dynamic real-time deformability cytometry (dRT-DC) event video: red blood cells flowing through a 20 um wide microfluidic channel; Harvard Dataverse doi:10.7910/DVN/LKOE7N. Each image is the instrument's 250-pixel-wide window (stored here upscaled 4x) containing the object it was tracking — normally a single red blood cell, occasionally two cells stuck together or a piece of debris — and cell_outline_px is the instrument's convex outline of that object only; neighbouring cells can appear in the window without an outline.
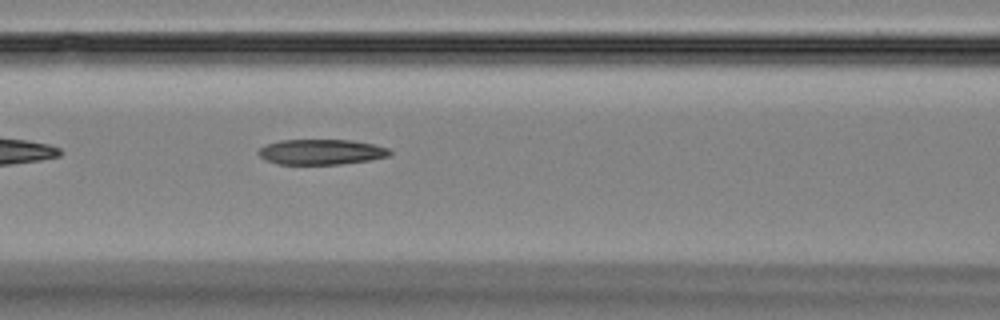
{"species": "Egyptian fruit bat (a non-hibernating species)", "species_latin": "Rousettus aegyptiacus", "temperature_condition": "room temperature", "stored_images_in_passage": 37, "camera_frame_rate_fps": 3000, "um_per_image_px": 0.085, "animal": {"sex": "female"}, "frame": {"image": 1, "passage_image": 6, "time_ms": 1.667, "image_size_px": [1000, 320], "cell_outline_px": [[392, 152], [388, 156], [368, 160], [340, 164], [276, 164], [264, 160], [256, 152], [264, 144], [280, 140], [352, 140], [372, 144], [388, 148]], "centroid_in_image_um": [27.24, 12.91], "position_along_channel_um": 139.4, "area_um2": 19.42}}
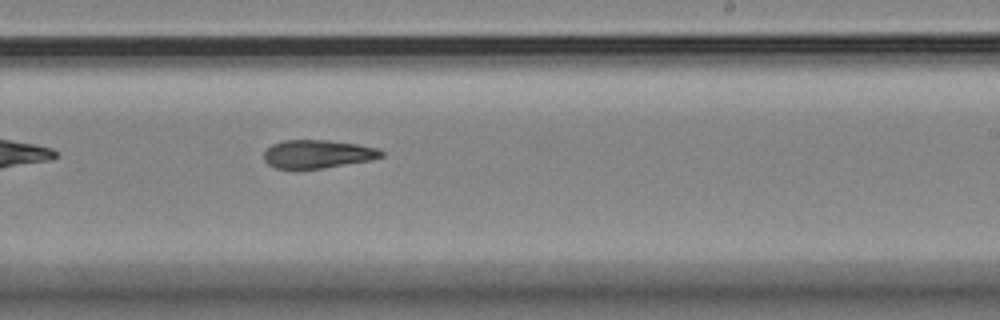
{"frame": {"image": 2, "passage_image": 16, "time_ms": 5.0, "image_size_px": [1000, 320], "cell_outline_px": [[384, 156], [372, 160], [324, 168], [276, 168], [268, 164], [264, 160], [264, 152], [272, 144], [284, 140], [328, 140], [356, 144], [376, 148], [384, 152]], "centroid_in_image_um": [27.01, 13.09], "position_along_channel_um": 262.0, "area_um2": 19.25}}
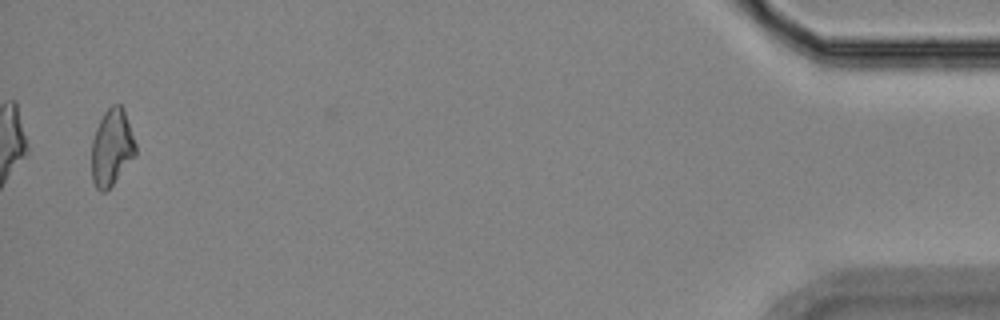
{"frame": {"image": 3, "passage_image": 36, "time_ms": 11.667, "image_size_px": [1000, 320], "cell_outline_px": [[136, 156], [112, 184], [104, 192], [100, 192], [96, 188], [92, 180], [92, 140], [96, 128], [104, 112], [112, 104], [120, 104], [124, 108], [136, 144]], "centroid_in_image_um": [9.51, 12.52], "position_along_channel_um": 425.7, "area_um2": 19.65}}